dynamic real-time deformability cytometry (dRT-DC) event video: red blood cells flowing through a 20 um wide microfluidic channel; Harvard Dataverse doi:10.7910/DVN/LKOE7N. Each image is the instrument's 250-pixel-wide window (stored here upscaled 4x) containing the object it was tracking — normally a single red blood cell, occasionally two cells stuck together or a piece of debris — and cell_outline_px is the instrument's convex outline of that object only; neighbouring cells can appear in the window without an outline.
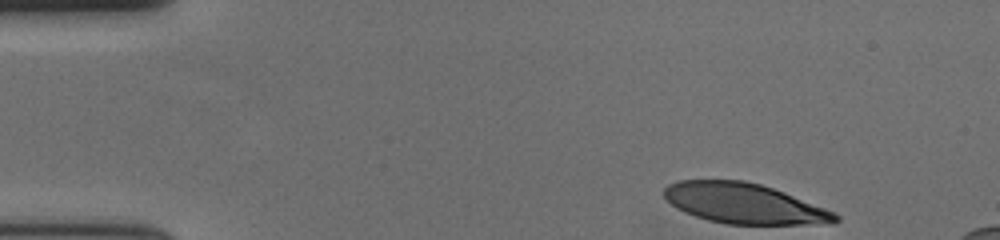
{"species": "human", "species_latin": "Homo sapiens", "temperature_condition": "cold", "stored_images_in_passage": 41, "camera_frame_rate_fps": 3000, "um_per_image_px": 0.085, "donor": {"sex": "female"}, "frame": {"image": 1, "passage_image": 1, "time_ms": 0.0, "image_size_px": [1000, 240], "cell_outline_px": [[840, 220], [836, 224], [728, 224], [708, 220], [684, 212], [676, 208], [664, 196], [664, 188], [668, 184], [676, 180], [744, 180], [760, 184], [784, 192], [836, 212], [840, 216]], "centroid_in_image_um": [63.29, 17.3], "position_along_channel_um": 21.7, "area_um2": 40.34}}
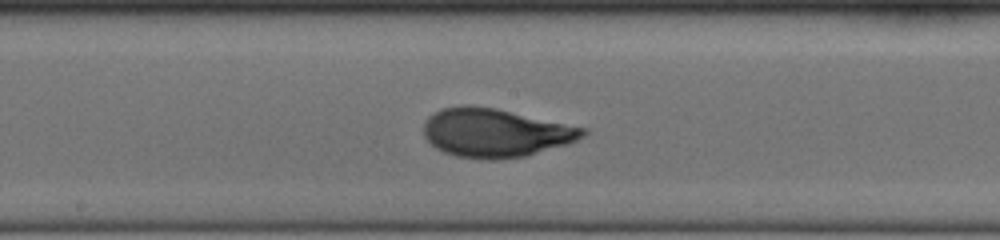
{"frame": {"image": 2, "passage_image": 24, "time_ms": 7.667, "image_size_px": [1000, 240], "cell_outline_px": [[588, 132], [584, 136], [568, 144], [524, 156], [496, 160], [488, 160], [456, 156], [444, 152], [436, 148], [424, 136], [424, 124], [428, 116], [444, 108], [464, 104], [496, 108], [588, 128]], "centroid_in_image_um": [42.12, 11.28], "position_along_channel_um": 206.1, "area_um2": 45.14}}
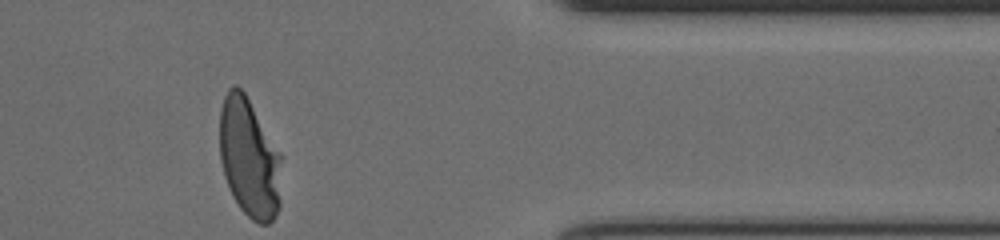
{"frame": {"image": 3, "passage_image": 41, "time_ms": 13.333, "image_size_px": [1000, 240], "cell_outline_px": [[280, 208], [276, 216], [268, 224], [260, 224], [252, 220], [240, 208], [232, 196], [228, 188], [224, 176], [220, 160], [220, 112], [224, 96], [228, 88], [232, 84], [236, 84], [244, 92], [280, 152]], "centroid_in_image_um": [21.17, 13.45], "position_along_channel_um": 390.2, "area_um2": 43.12}, "authors_computed_cell_mechanics": {"area_um2": 43.8124, "velocity_mm_per_s": 3.6257, "shape_relaxation_time_tau1_ms": 3.9934, "shape_relaxation_time_tau2_ms": null, "deformation_change_tau1": 0.23, "deformation_change_tau2": null}}